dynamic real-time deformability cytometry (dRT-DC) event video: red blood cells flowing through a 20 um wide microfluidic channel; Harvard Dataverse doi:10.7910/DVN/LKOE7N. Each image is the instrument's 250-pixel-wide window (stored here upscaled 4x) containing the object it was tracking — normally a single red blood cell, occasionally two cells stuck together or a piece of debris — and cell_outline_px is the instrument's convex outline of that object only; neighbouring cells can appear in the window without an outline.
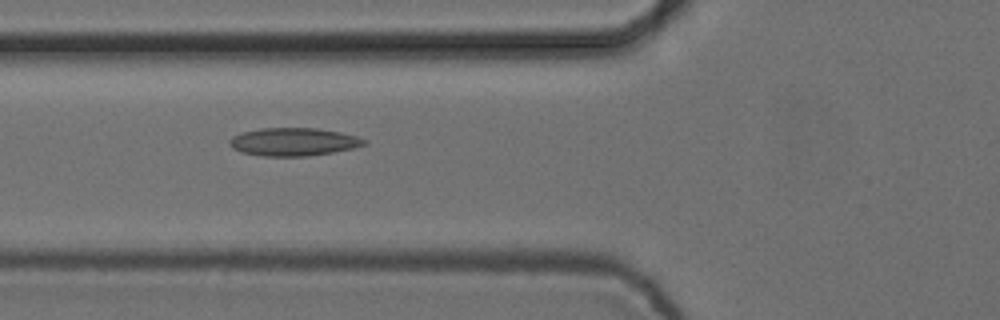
{"species": "common noctule bat (a hibernating species)", "species_latin": "Nyctalus noctula", "temperature_condition": "cold", "stored_images_in_passage": 7, "camera_frame_rate_fps": 3000, "um_per_image_px": 0.085, "animal": {"sex": "female", "body_mass_g": 24.6, "forearm_length_mm": 56.2}, "frame": {"image": 1, "passage_image": 5, "time_ms": 1.333, "image_size_px": [1000, 320], "cell_outline_px": [[368, 144], [352, 148], [332, 152], [308, 156], [260, 156], [240, 152], [232, 148], [228, 144], [228, 140], [232, 136], [244, 132], [260, 128], [316, 128], [340, 132], [356, 136], [368, 140]], "centroid_in_image_um": [24.93, 12.06], "position_along_channel_um": 100.9, "area_um2": 22.08}}
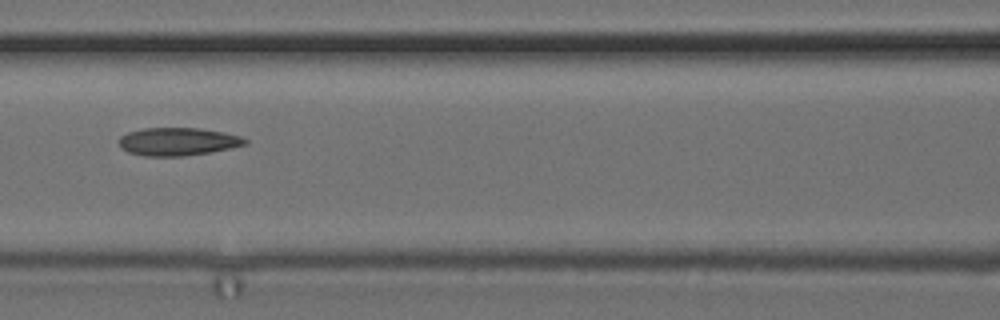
{"frame": {"image": 2, "passage_image": 6, "time_ms": 1.667, "image_size_px": [1000, 320], "cell_outline_px": [[248, 144], [212, 152], [184, 156], [144, 156], [128, 152], [120, 148], [120, 136], [128, 132], [144, 128], [200, 128], [224, 132], [240, 136], [248, 140]], "centroid_in_image_um": [15.13, 12.04], "position_along_channel_um": 151.5, "area_um2": 20.63}}
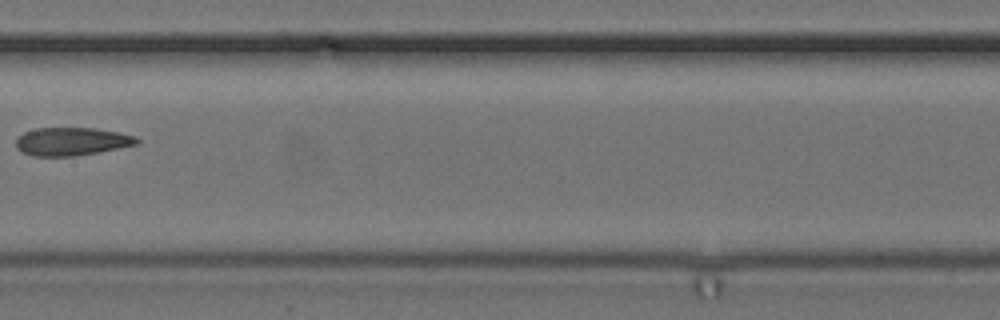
{"frame": {"image": 3, "passage_image": 7, "time_ms": 2.0, "image_size_px": [1000, 320], "cell_outline_px": [[140, 144], [76, 156], [32, 156], [20, 152], [16, 148], [16, 140], [24, 132], [36, 128], [96, 128], [120, 132], [136, 136], [140, 140]], "centroid_in_image_um": [6.11, 12.02], "position_along_channel_um": 201.3, "area_um2": 20.0}}